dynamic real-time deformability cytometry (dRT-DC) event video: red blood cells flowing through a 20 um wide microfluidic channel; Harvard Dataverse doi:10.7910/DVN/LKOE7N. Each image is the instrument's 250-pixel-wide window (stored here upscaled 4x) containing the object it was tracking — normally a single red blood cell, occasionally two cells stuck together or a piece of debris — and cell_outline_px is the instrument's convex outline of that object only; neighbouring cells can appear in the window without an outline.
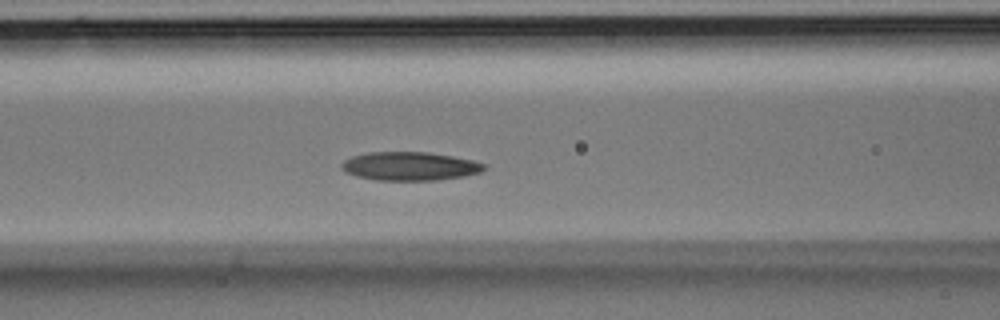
{"species": "Egyptian fruit bat (a non-hibernating species)", "species_latin": "Rousettus aegyptiacus", "temperature_condition": "room temperature", "stored_images_in_passage": 31, "camera_frame_rate_fps": 3000, "um_per_image_px": 0.085, "animal": {"sex": "male"}, "frame": {"image": 1, "passage_image": 9, "time_ms": 2.667, "image_size_px": [1000, 320], "cell_outline_px": [[484, 168], [480, 172], [464, 176], [436, 180], [376, 180], [356, 176], [344, 172], [340, 168], [340, 164], [344, 160], [352, 156], [368, 152], [428, 152], [452, 156], [472, 160], [484, 164]], "centroid_in_image_um": [34.77, 14.12], "position_along_channel_um": 131.8, "area_um2": 23.7}}
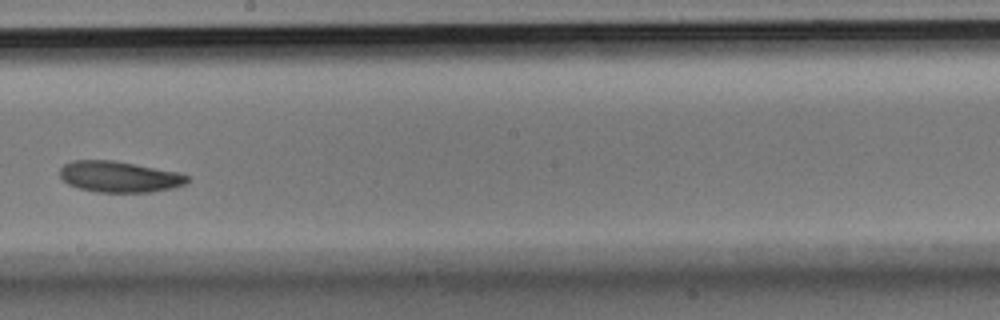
{"frame": {"image": 2, "passage_image": 15, "time_ms": 4.667, "image_size_px": [1000, 320], "cell_outline_px": [[188, 180], [184, 184], [172, 188], [152, 192], [96, 192], [80, 188], [68, 184], [60, 176], [60, 168], [64, 164], [72, 160], [112, 160], [180, 172], [188, 176]], "centroid_in_image_um": [10.13, 15.02], "position_along_channel_um": 238.1, "area_um2": 23.0}}
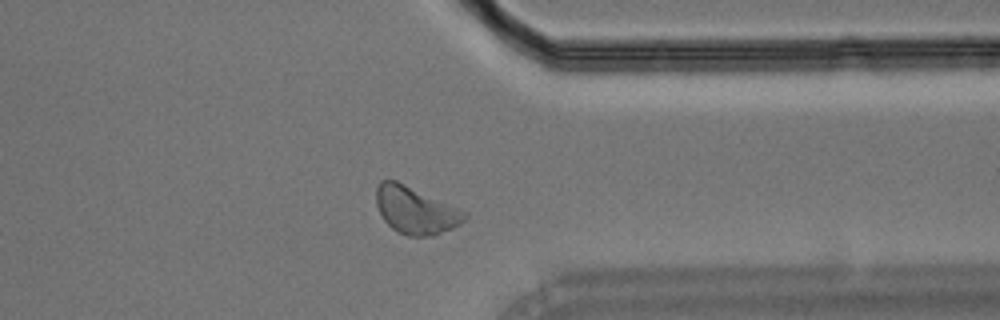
{"frame": {"image": 3, "passage_image": 23, "time_ms": 7.333, "image_size_px": [1000, 320], "cell_outline_px": [[468, 216], [460, 224], [452, 228], [432, 236], [408, 236], [396, 232], [384, 220], [376, 204], [376, 188], [380, 180], [396, 180], [464, 208], [468, 212]], "centroid_in_image_um": [35.37, 17.85], "position_along_channel_um": 376.0, "area_um2": 24.85}}